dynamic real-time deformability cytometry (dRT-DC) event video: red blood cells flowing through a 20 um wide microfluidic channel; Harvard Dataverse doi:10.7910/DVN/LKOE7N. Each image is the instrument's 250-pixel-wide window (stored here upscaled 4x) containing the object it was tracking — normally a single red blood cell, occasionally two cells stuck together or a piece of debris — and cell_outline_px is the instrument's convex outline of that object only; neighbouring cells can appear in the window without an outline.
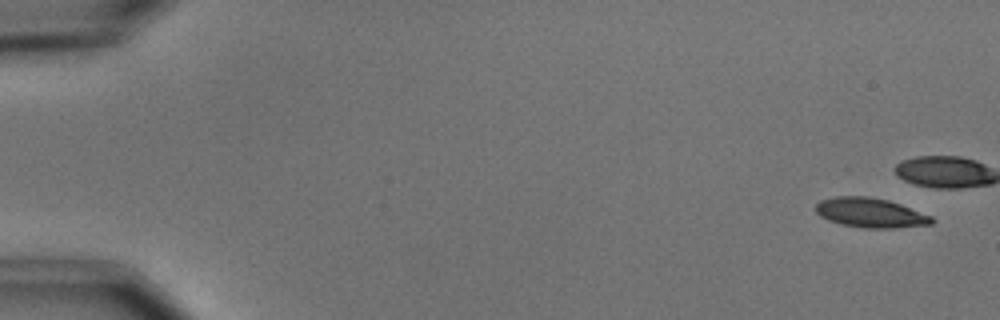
{"species": "common noctule bat (a hibernating species)", "species_latin": "Nyctalus noctula", "temperature_condition": "cold", "stored_images_in_passage": 7, "camera_frame_rate_fps": 3000, "um_per_image_px": 0.085, "animal": {"sex": "male", "body_mass_g": 15.6}, "frame": {"image": 1, "passage_image": 1, "time_ms": 0.0, "image_size_px": [1000, 320], "cell_outline_px": [[936, 220], [932, 224], [892, 228], [864, 228], [844, 224], [828, 220], [820, 216], [816, 212], [816, 204], [820, 200], [836, 196], [868, 196], [888, 200], [900, 204], [932, 216]], "centroid_in_image_um": [74.0, 18.08], "position_along_channel_um": 11.0, "area_um2": 19.94}}
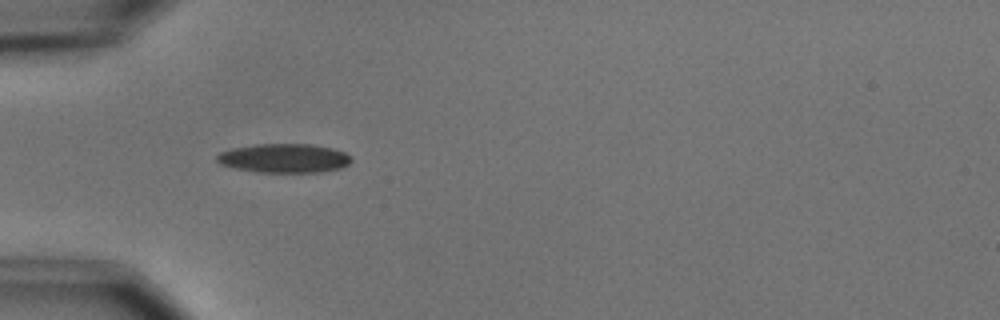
{"frame": {"image": 2, "passage_image": 6, "time_ms": 6.0, "image_size_px": [1000, 320], "cell_outline_px": [[352, 160], [348, 164], [340, 168], [320, 172], [256, 172], [232, 168], [220, 164], [216, 160], [216, 156], [220, 152], [232, 148], [256, 144], [312, 144], [332, 148], [344, 152], [352, 156]], "centroid_in_image_um": [24.13, 13.45], "position_along_channel_um": 60.9, "area_um2": 22.89}}